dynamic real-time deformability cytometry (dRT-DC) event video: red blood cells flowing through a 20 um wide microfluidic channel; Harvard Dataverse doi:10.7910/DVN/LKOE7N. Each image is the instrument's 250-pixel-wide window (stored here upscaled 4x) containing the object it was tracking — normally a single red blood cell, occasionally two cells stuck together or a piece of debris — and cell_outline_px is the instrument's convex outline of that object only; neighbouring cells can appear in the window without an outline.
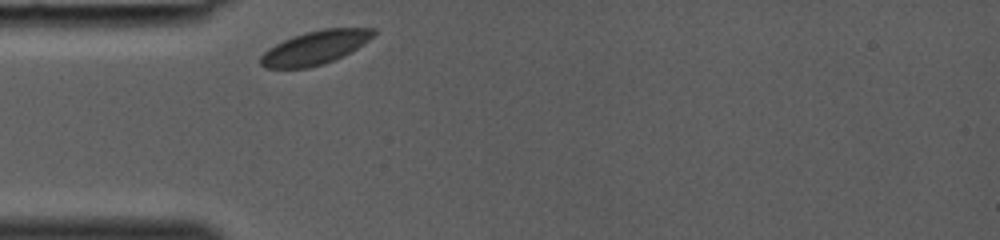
{"species": "common noctule bat (a hibernating species)", "species_latin": "Nyctalus noctula", "temperature_condition": "room temperature", "stored_images_in_passage": 23, "camera_frame_rate_fps": 3000, "um_per_image_px": 0.085, "animal": {"sex": "female", "body_mass_g": 19.0, "forearm_length_mm": 53.3}, "frame": {"image": 1, "passage_image": 1, "time_ms": 0.0, "image_size_px": [1000, 240], "cell_outline_px": [[376, 32], [368, 40], [356, 48], [324, 64], [308, 68], [264, 68], [260, 64], [260, 56], [268, 48], [292, 36], [304, 32], [324, 28], [376, 28]], "centroid_in_image_um": [26.74, 4.04], "position_along_channel_um": 58.3, "area_um2": 21.91}}
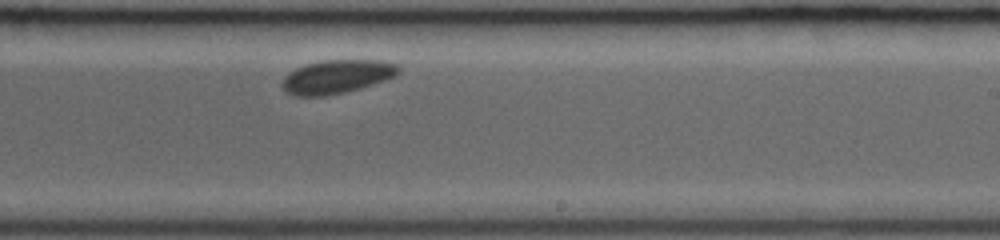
{"frame": {"image": 2, "passage_image": 14, "time_ms": 4.333, "image_size_px": [1000, 240], "cell_outline_px": [[400, 72], [396, 76], [360, 88], [344, 92], [324, 96], [296, 96], [284, 92], [284, 76], [288, 72], [304, 64], [320, 60], [380, 60], [396, 64], [400, 68]], "centroid_in_image_um": [28.62, 6.5], "position_along_channel_um": 260.4, "area_um2": 22.77}}
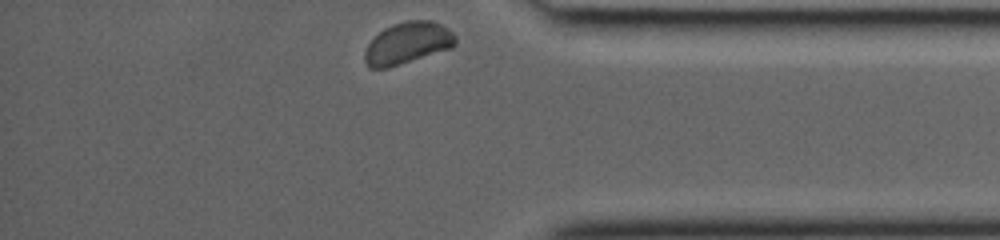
{"frame": {"image": 3, "passage_image": 23, "time_ms": 7.333, "image_size_px": [1000, 240], "cell_outline_px": [[456, 44], [452, 48], [388, 68], [368, 68], [364, 60], [364, 52], [368, 44], [384, 28], [392, 24], [408, 20], [432, 20], [448, 28], [456, 36]], "centroid_in_image_um": [34.65, 3.66], "position_along_channel_um": 400.5, "area_um2": 22.14}}